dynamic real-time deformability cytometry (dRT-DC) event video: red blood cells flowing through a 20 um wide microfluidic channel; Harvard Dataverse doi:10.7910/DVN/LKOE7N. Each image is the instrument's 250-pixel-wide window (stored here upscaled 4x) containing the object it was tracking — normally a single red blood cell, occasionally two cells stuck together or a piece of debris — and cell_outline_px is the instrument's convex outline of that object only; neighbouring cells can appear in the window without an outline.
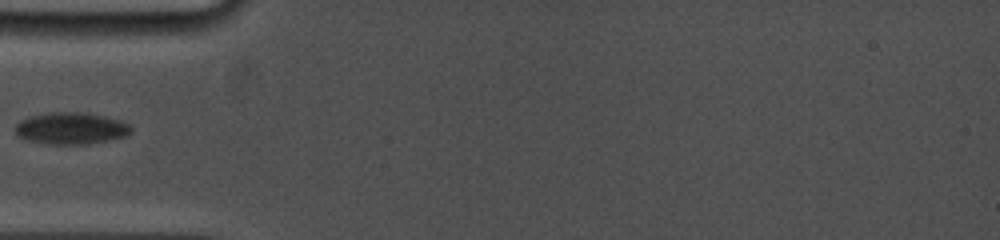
{"species": "common noctule bat (a hibernating species)", "species_latin": "Nyctalus noctula", "temperature_condition": "cold", "stored_images_in_passage": 19, "camera_frame_rate_fps": 5000, "um_per_image_px": 0.085, "animal": {"sex": "female", "body_mass_g": 19.0, "forearm_length_mm": 53.3}, "frame": {"image": 1, "passage_image": 1, "time_ms": 0.0, "image_size_px": [1000, 240], "cell_outline_px": [[132, 132], [128, 136], [88, 144], [48, 144], [24, 140], [16, 136], [16, 124], [20, 120], [28, 116], [52, 112], [80, 112], [104, 116], [120, 120], [128, 124], [132, 128]], "centroid_in_image_um": [6.02, 10.91], "position_along_channel_um": 79.0, "area_um2": 21.68}}
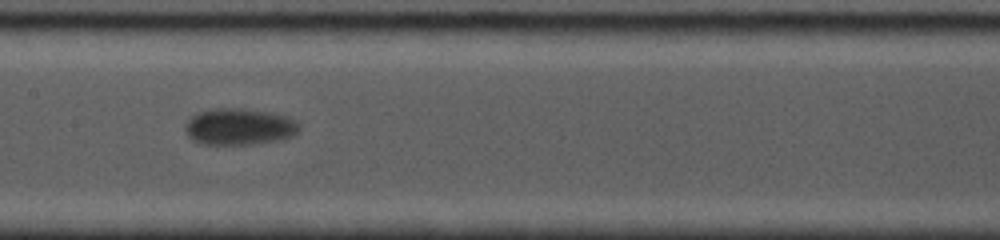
{"frame": {"image": 2, "passage_image": 6, "time_ms": 3.0, "image_size_px": [1000, 240], "cell_outline_px": [[300, 128], [292, 136], [280, 140], [252, 144], [200, 144], [192, 140], [188, 136], [184, 128], [188, 120], [196, 112], [212, 108], [244, 108], [272, 112], [288, 116], [296, 120], [300, 124]], "centroid_in_image_um": [20.34, 10.75], "position_along_channel_um": 187.1, "area_um2": 24.68}}
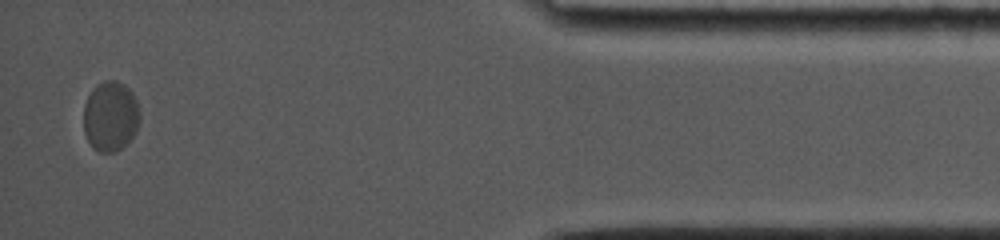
{"frame": {"image": 3, "passage_image": 19, "time_ms": 11.0, "image_size_px": [1000, 240], "cell_outline_px": [[140, 120], [132, 136], [120, 148], [112, 152], [100, 152], [92, 148], [84, 132], [84, 104], [92, 88], [96, 84], [104, 80], [116, 80], [124, 84], [132, 92], [136, 100], [140, 112]], "centroid_in_image_um": [9.37, 9.85], "position_along_channel_um": 425.8, "area_um2": 22.95}}